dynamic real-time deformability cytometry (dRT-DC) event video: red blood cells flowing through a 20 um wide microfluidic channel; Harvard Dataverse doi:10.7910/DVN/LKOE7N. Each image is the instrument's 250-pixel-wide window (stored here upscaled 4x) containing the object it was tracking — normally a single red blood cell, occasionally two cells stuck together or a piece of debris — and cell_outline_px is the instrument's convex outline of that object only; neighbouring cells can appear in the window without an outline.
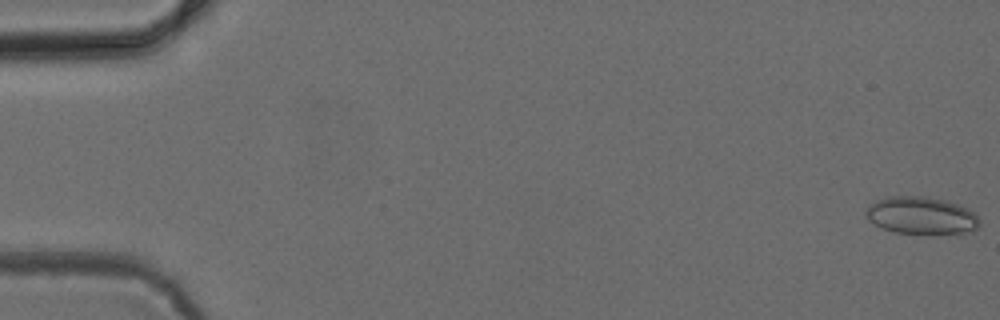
{"species": "common noctule bat (a hibernating species)", "species_latin": "Nyctalus noctula", "temperature_condition": "cold", "stored_images_in_passage": 52, "camera_frame_rate_fps": 3000, "um_per_image_px": 0.085, "animal": {"sex": "female", "body_mass_g": 24.6, "forearm_length_mm": 56.2}, "frame": {"image": 1, "passage_image": 1, "time_ms": 0.0, "image_size_px": [1000, 320], "cell_outline_px": [[980, 224], [972, 232], [896, 232], [880, 228], [868, 220], [864, 216], [864, 212], [876, 200], [888, 196], [924, 196], [944, 200], [968, 208], [980, 220]], "centroid_in_image_um": [78.26, 18.29], "position_along_channel_um": 6.7, "area_um2": 24.33}}
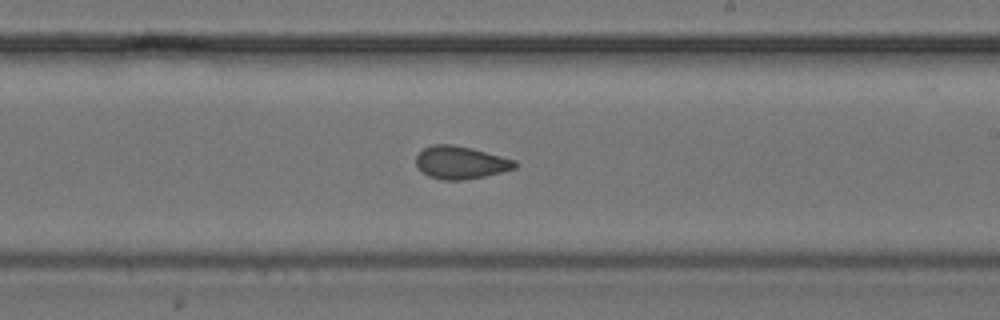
{"frame": {"image": 2, "passage_image": 31, "time_ms": 10.0, "image_size_px": [1000, 320], "cell_outline_px": [[516, 168], [484, 176], [464, 180], [444, 180], [428, 176], [416, 168], [416, 156], [424, 148], [432, 144], [452, 144], [472, 148], [516, 160]], "centroid_in_image_um": [39.12, 13.81], "position_along_channel_um": 249.9, "area_um2": 18.9}}
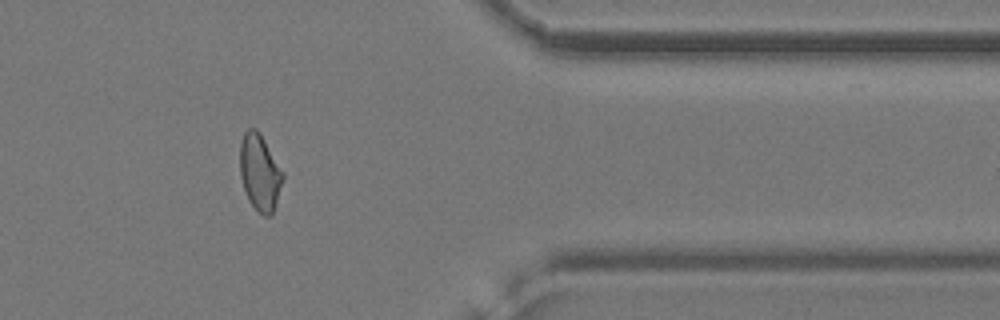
{"frame": {"image": 3, "passage_image": 43, "time_ms": 14.0, "image_size_px": [1000, 320], "cell_outline_px": [[284, 180], [272, 216], [264, 216], [248, 200], [240, 176], [240, 144], [244, 132], [248, 128], [256, 128], [260, 132], [284, 172]], "centroid_in_image_um": [22.1, 14.64], "position_along_channel_um": 389.3, "area_um2": 19.31}}